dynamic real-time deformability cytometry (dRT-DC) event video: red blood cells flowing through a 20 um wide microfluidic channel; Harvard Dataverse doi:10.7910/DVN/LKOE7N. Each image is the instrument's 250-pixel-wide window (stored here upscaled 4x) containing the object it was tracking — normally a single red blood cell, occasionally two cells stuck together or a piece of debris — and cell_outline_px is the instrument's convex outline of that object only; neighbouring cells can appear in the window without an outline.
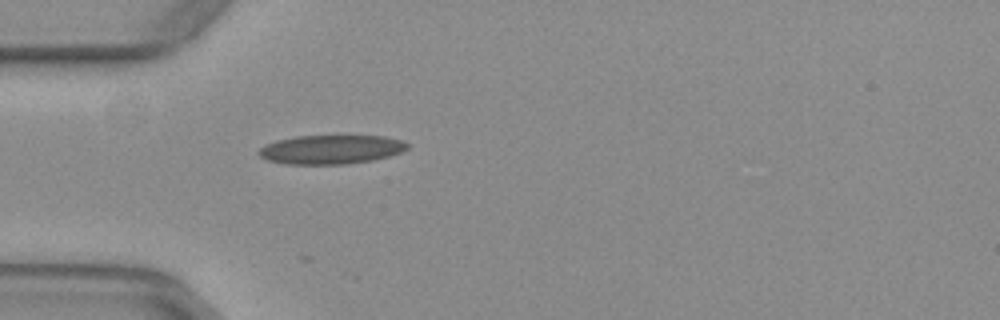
{"species": "common noctule bat (a hibernating species)", "species_latin": "Nyctalus noctula", "temperature_condition": "warm", "stored_images_in_passage": 10, "camera_frame_rate_fps": 3000, "um_per_image_px": 0.085, "animal": {"sex": "female", "body_mass_g": 29.2, "forearm_length_mm": 56.3}, "frame": {"image": 1, "passage_image": 2, "time_ms": 0.333, "image_size_px": [1000, 320], "cell_outline_px": [[408, 148], [400, 152], [388, 156], [372, 160], [348, 164], [284, 164], [268, 160], [260, 156], [256, 152], [260, 148], [276, 140], [296, 136], [384, 136], [400, 140], [408, 144]], "centroid_in_image_um": [28.11, 12.71], "position_along_channel_um": 56.9, "area_um2": 24.97}}
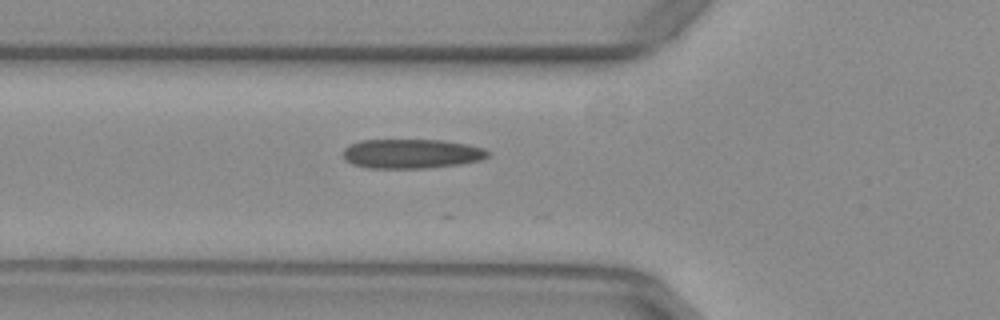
{"frame": {"image": 2, "passage_image": 5, "time_ms": 1.333, "image_size_px": [1000, 320], "cell_outline_px": [[492, 152], [488, 156], [480, 160], [460, 164], [428, 168], [368, 168], [352, 164], [344, 156], [344, 148], [348, 144], [360, 140], [440, 140], [468, 144], [484, 148]], "centroid_in_image_um": [35.0, 13.06], "position_along_channel_um": 90.8, "area_um2": 24.91}}
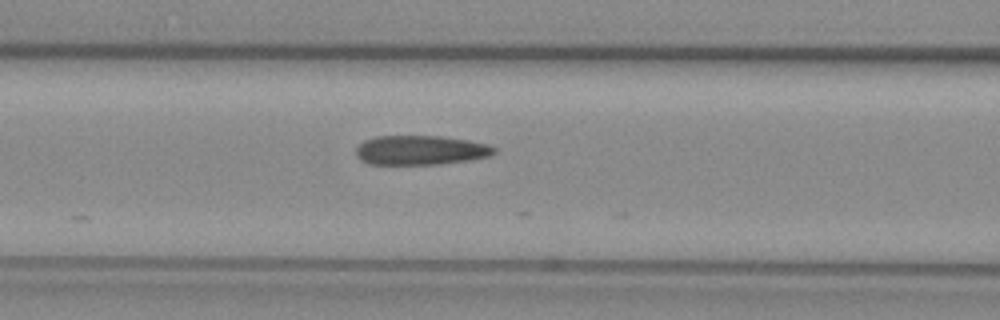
{"frame": {"image": 3, "passage_image": 8, "time_ms": 2.333, "image_size_px": [1000, 320], "cell_outline_px": [[496, 152], [488, 156], [468, 160], [440, 164], [368, 164], [360, 160], [356, 156], [356, 148], [364, 140], [376, 136], [440, 136], [468, 140], [488, 144], [496, 148]], "centroid_in_image_um": [35.73, 12.76], "position_along_channel_um": 130.9, "area_um2": 23.7}}